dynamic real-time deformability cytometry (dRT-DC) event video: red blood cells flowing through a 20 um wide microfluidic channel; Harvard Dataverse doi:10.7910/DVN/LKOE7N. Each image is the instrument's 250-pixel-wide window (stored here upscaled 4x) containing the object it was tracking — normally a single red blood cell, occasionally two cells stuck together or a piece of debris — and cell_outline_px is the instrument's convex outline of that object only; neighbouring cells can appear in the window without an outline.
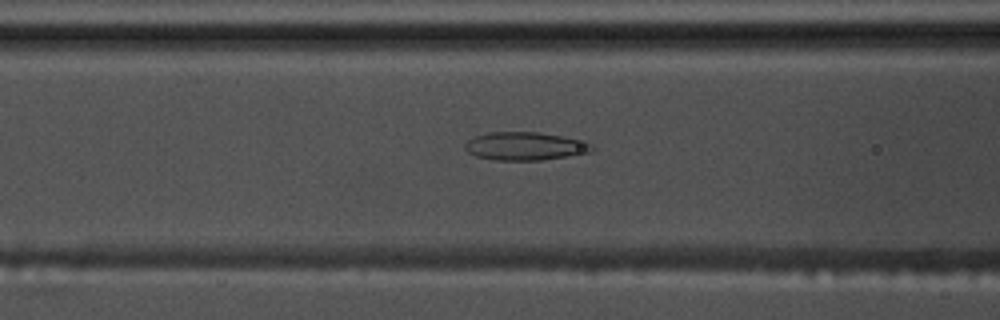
{"species": "common noctule bat (a hibernating species)", "species_latin": "Nyctalus noctula", "temperature_condition": "warm", "stored_images_in_passage": 57, "segment_of_instrument_passage": [1, 2], "camera_frame_rate_fps": 3000, "um_per_image_px": 0.085, "animal": {"sex": "male", "body_mass_g": 17.5, "forearm_length_mm": 52.3}, "frame": {"image": 1, "passage_image": 23, "time_ms": 7.333, "image_size_px": [1000, 320], "cell_outline_px": [[596, 148], [588, 152], [540, 160], [496, 160], [476, 156], [468, 152], [464, 148], [464, 144], [472, 136], [488, 132], [536, 132], [564, 136], [588, 140]], "centroid_in_image_um": [44.63, 12.4], "position_along_channel_um": 122.0, "area_um2": 20.98}}
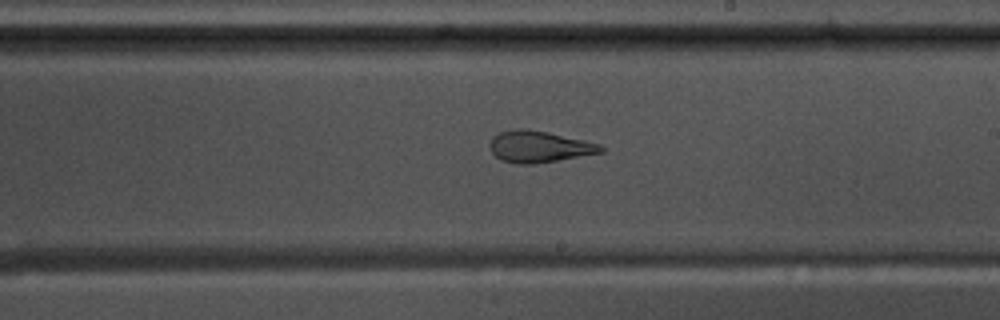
{"frame": {"image": 2, "passage_image": 33, "time_ms": 10.667, "image_size_px": [1000, 320], "cell_outline_px": [[604, 152], [532, 164], [516, 164], [500, 160], [492, 152], [488, 144], [492, 136], [500, 132], [516, 128], [524, 128], [548, 132], [600, 144], [604, 148]], "centroid_in_image_um": [45.77, 12.46], "position_along_channel_um": 243.2, "area_um2": 20.35}}
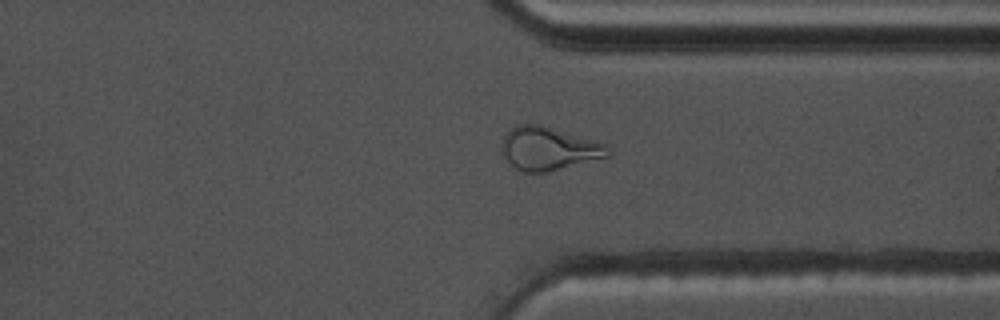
{"frame": {"image": 3, "passage_image": 43, "time_ms": 14.0, "image_size_px": [1000, 320], "cell_outline_px": [[608, 156], [544, 172], [524, 172], [516, 168], [504, 156], [500, 148], [504, 136], [512, 128], [520, 124], [540, 124], [604, 144], [608, 152]], "centroid_in_image_um": [46.55, 12.62], "position_along_channel_um": 364.8, "area_um2": 25.78}}